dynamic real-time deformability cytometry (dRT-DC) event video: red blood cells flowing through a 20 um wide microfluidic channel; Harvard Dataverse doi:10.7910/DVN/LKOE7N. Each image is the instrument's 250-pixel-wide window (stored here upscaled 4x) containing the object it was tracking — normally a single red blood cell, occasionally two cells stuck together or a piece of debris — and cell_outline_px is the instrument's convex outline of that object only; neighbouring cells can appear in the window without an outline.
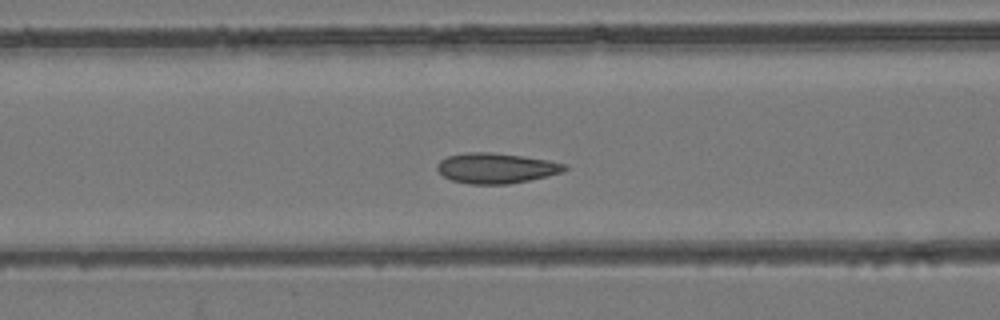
{"species": "common noctule bat (a hibernating species)", "species_latin": "Nyctalus noctula", "temperature_condition": "room temperature", "stored_images_in_passage": 43, "camera_frame_rate_fps": 3000, "um_per_image_px": 0.085, "animal": {"sex": "female", "body_mass_g": 24.6, "forearm_length_mm": 56.2}, "frame": {"image": 1, "passage_image": 11, "time_ms": 3.333, "image_size_px": [1000, 320], "cell_outline_px": [[568, 168], [564, 172], [548, 176], [508, 184], [468, 184], [452, 180], [444, 176], [436, 168], [436, 164], [440, 160], [448, 156], [468, 152], [492, 152], [524, 156], [548, 160], [568, 164]], "centroid_in_image_um": [42.2, 14.29], "position_along_channel_um": 124.4, "area_um2": 22.66}}
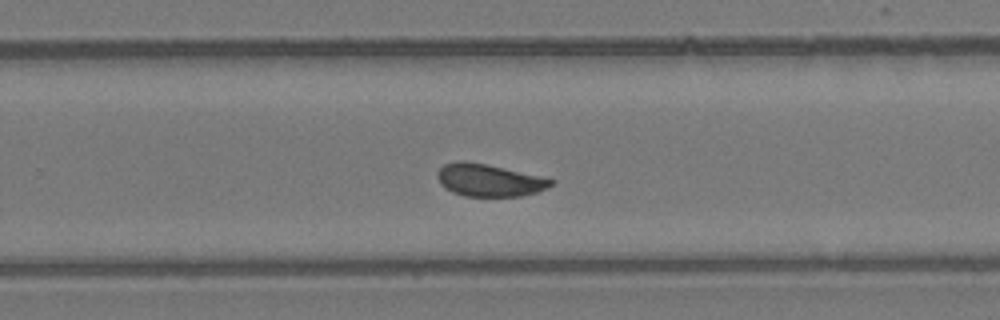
{"frame": {"image": 2, "passage_image": 24, "time_ms": 7.667, "image_size_px": [1000, 320], "cell_outline_px": [[556, 180], [552, 184], [536, 192], [520, 196], [464, 196], [452, 192], [444, 188], [440, 184], [436, 176], [436, 172], [444, 164], [460, 160], [464, 160], [484, 164]], "centroid_in_image_um": [41.48, 15.32], "position_along_channel_um": 288.3, "area_um2": 21.15}}
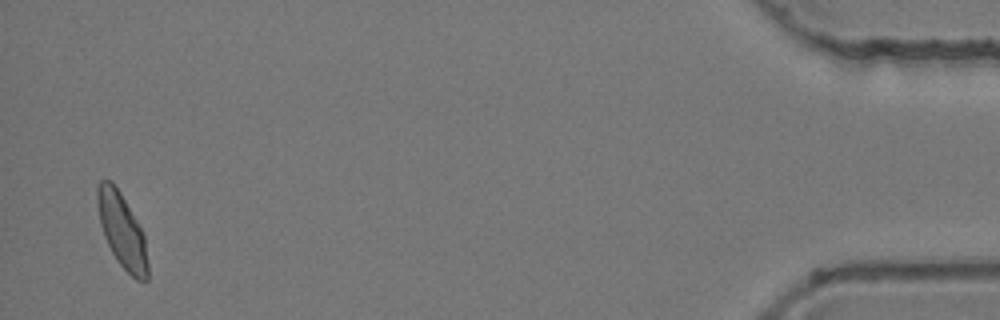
{"frame": {"image": 3, "passage_image": 42, "time_ms": 13.667, "image_size_px": [1000, 320], "cell_outline_px": [[148, 280], [136, 280], [116, 260], [104, 236], [100, 224], [96, 204], [96, 184], [100, 180], [112, 180], [120, 192], [140, 228], [144, 236], [148, 264]], "centroid_in_image_um": [10.33, 19.57], "position_along_channel_um": 424.9, "area_um2": 21.73}, "authors_computed_cell_mechanics": {"area_um2": 21.8484, "velocity_mm_per_s": 3.7859, "shape_relaxation_time_tau1_ms": 3.7974, "shape_relaxation_time_tau2_ms": 0.6456, "deformation_change_tau1": 0.1182, "deformation_change_tau2": 0.0705}}